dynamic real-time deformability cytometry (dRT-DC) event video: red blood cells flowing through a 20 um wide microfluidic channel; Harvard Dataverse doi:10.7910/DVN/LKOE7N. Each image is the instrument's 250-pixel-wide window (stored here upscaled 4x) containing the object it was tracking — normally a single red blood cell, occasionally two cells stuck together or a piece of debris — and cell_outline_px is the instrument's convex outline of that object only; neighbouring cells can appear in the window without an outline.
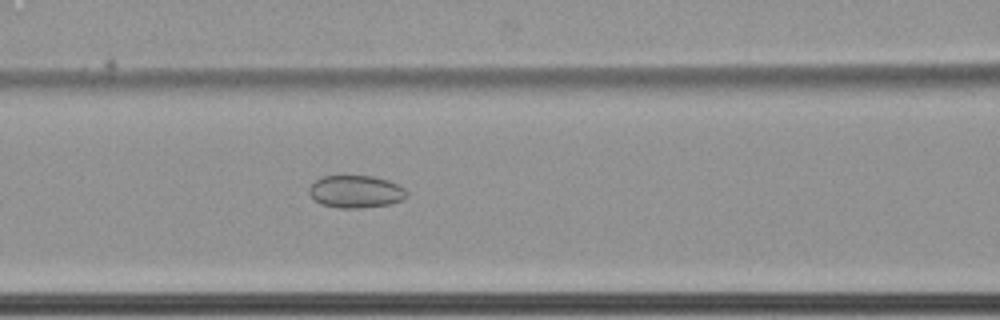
{"species": "common noctule bat (a hibernating species)", "species_latin": "Nyctalus noctula", "temperature_condition": "cold", "stored_images_in_passage": 44, "camera_frame_rate_fps": 3000, "um_per_image_px": 0.085, "animal": {"sex": "female", "body_mass_g": 22.7, "forearm_length_mm": 54.2}, "frame": {"image": 1, "passage_image": 11, "time_ms": 3.333, "image_size_px": [1000, 320], "cell_outline_px": [[408, 196], [404, 200], [392, 204], [360, 208], [340, 208], [320, 204], [308, 192], [308, 188], [316, 180], [324, 176], [372, 176], [388, 180], [404, 188], [408, 192]], "centroid_in_image_um": [30.28, 16.3], "position_along_channel_um": 136.3, "area_um2": 18.55}}
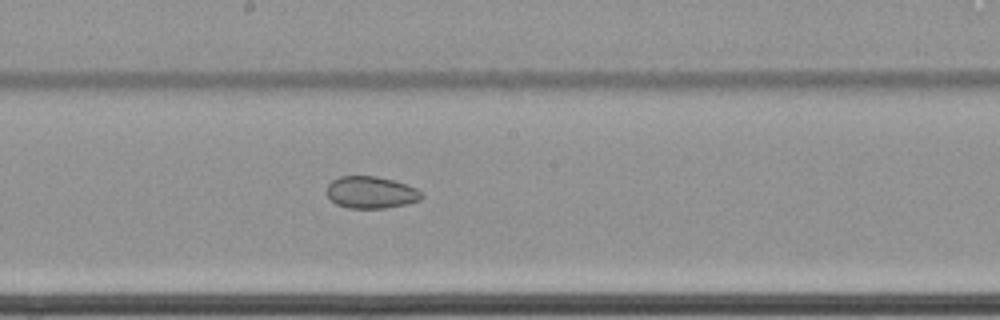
{"frame": {"image": 2, "passage_image": 18, "time_ms": 5.667, "image_size_px": [1000, 320], "cell_outline_px": [[424, 196], [420, 200], [408, 204], [384, 208], [348, 208], [336, 204], [328, 196], [328, 184], [332, 180], [340, 176], [376, 176], [392, 180], [416, 188]], "centroid_in_image_um": [31.54, 16.36], "position_along_channel_um": 216.7, "area_um2": 17.57}}
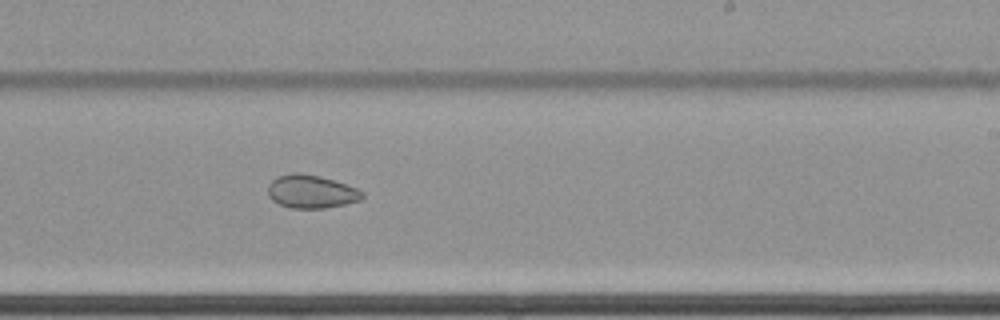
{"frame": {"image": 3, "passage_image": 22, "time_ms": 7.0, "image_size_px": [1000, 320], "cell_outline_px": [[364, 196], [360, 200], [344, 204], [324, 208], [292, 208], [280, 204], [272, 200], [268, 196], [268, 184], [276, 176], [292, 172], [300, 172], [320, 176], [356, 188], [364, 192]], "centroid_in_image_um": [26.42, 16.27], "position_along_channel_um": 262.6, "area_um2": 18.26}, "authors_computed_cell_mechanics": {"area_um2": 20.1433, "velocity_mm_per_s": 3.4468, "shape_relaxation_time_tau1_ms": null, "shape_relaxation_time_tau2_ms": 8.1536, "deformation_change_tau1": null, "deformation_change_tau2": 0.1052}}